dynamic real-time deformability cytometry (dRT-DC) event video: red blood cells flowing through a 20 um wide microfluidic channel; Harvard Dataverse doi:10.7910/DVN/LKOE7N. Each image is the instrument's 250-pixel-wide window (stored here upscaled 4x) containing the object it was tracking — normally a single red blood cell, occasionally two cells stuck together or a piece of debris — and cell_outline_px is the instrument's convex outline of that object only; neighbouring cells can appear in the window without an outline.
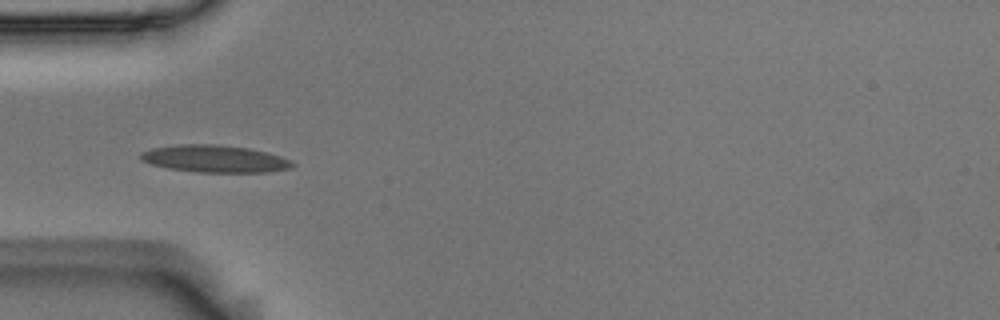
{"species": "Egyptian fruit bat (a non-hibernating species)", "species_latin": "Rousettus aegyptiacus", "temperature_condition": "room temperature", "stored_images_in_passage": 39, "camera_frame_rate_fps": 3000, "um_per_image_px": 0.085, "animal": {"sex": "male"}, "frame": {"image": 1, "passage_image": 1, "time_ms": 0.0, "image_size_px": [1000, 320], "cell_outline_px": [[296, 164], [292, 168], [268, 172], [196, 172], [168, 168], [152, 164], [140, 160], [140, 152], [152, 148], [180, 144], [212, 144], [248, 148], [280, 156], [292, 160]], "centroid_in_image_um": [18.26, 13.5], "position_along_channel_um": 66.7, "area_um2": 24.04}}
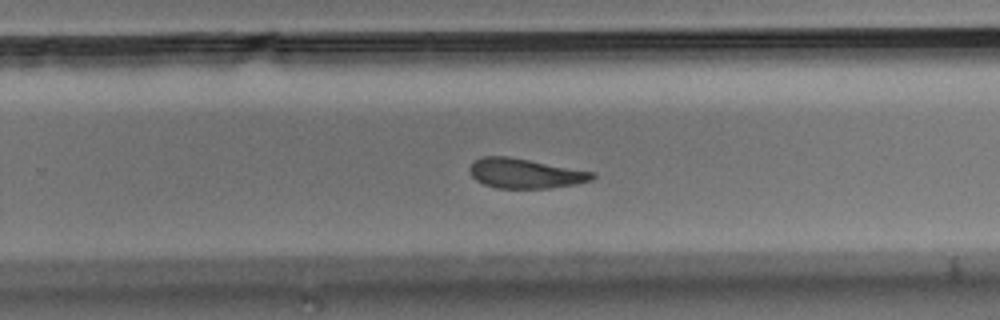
{"frame": {"image": 2, "passage_image": 19, "time_ms": 6.0, "image_size_px": [1000, 320], "cell_outline_px": [[596, 176], [592, 180], [576, 184], [548, 188], [496, 188], [484, 184], [476, 180], [472, 176], [468, 168], [480, 156], [508, 156], [596, 172]], "centroid_in_image_um": [44.65, 14.73], "position_along_channel_um": 285.1, "area_um2": 21.33}}
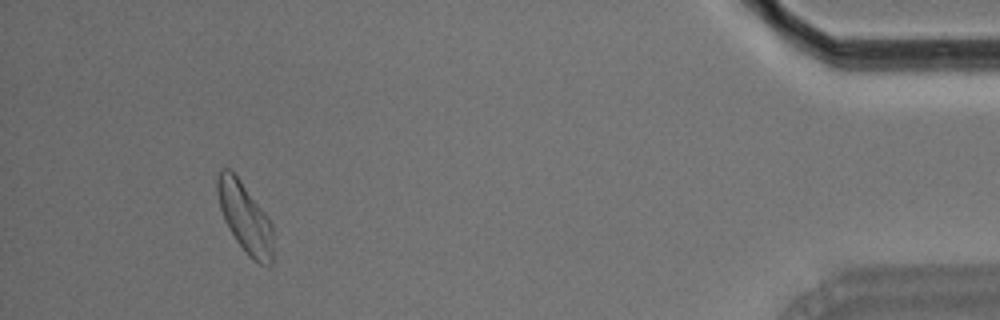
{"frame": {"image": 3, "passage_image": 35, "time_ms": 11.333, "image_size_px": [1000, 320], "cell_outline_px": [[272, 264], [268, 268], [252, 260], [248, 256], [236, 240], [228, 228], [224, 220], [220, 208], [216, 192], [216, 180], [220, 168], [232, 168], [264, 212], [272, 224]], "centroid_in_image_um": [20.8, 18.48], "position_along_channel_um": 414.4, "area_um2": 23.0}, "authors_computed_cell_mechanics": {"area_um2": 22.3686, "velocity_mm_per_s": 3.636, "shape_relaxation_time_tau1_ms": 6.4826, "shape_relaxation_time_tau2_ms": 4.0734, "deformation_change_tau1": 0.1747, "deformation_change_tau2": 0.1196}}